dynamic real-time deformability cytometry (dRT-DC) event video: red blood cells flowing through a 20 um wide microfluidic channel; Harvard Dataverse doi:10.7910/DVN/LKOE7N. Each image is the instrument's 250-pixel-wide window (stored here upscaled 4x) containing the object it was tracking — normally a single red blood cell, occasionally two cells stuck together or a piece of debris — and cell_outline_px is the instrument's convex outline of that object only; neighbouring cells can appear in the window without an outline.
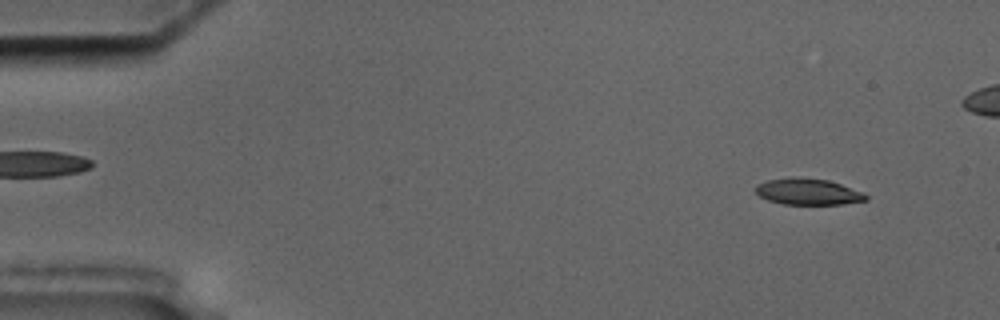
{"species": "common noctule bat (a hibernating species)", "species_latin": "Nyctalus noctula", "temperature_condition": "cold", "stored_images_in_passage": 54, "camera_frame_rate_fps": 3000, "um_per_image_px": 0.085, "animal": {"sex": "male", "body_mass_g": 17.5, "forearm_length_mm": 52.3}, "frame": {"image": 1, "passage_image": 6, "time_ms": 1.667, "image_size_px": [1000, 320], "cell_outline_px": [[868, 200], [844, 204], [784, 204], [768, 200], [760, 196], [756, 192], [756, 184], [768, 180], [828, 180], [864, 192], [868, 196]], "centroid_in_image_um": [68.75, 16.35], "position_along_channel_um": 16.2, "area_um2": 16.07}}
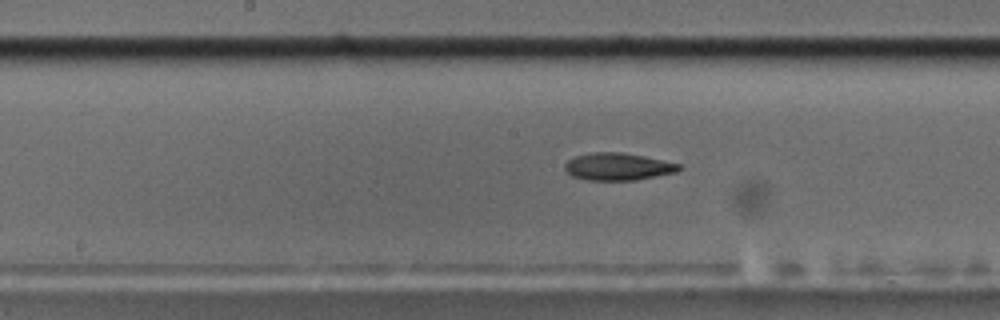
{"frame": {"image": 2, "passage_image": 30, "time_ms": 9.667, "image_size_px": [1000, 320], "cell_outline_px": [[684, 168], [676, 172], [636, 180], [588, 180], [572, 176], [564, 168], [564, 164], [568, 160], [576, 156], [592, 152], [620, 152], [644, 156], [680, 164]], "centroid_in_image_um": [52.53, 14.16], "position_along_channel_um": 195.7, "area_um2": 18.15}}
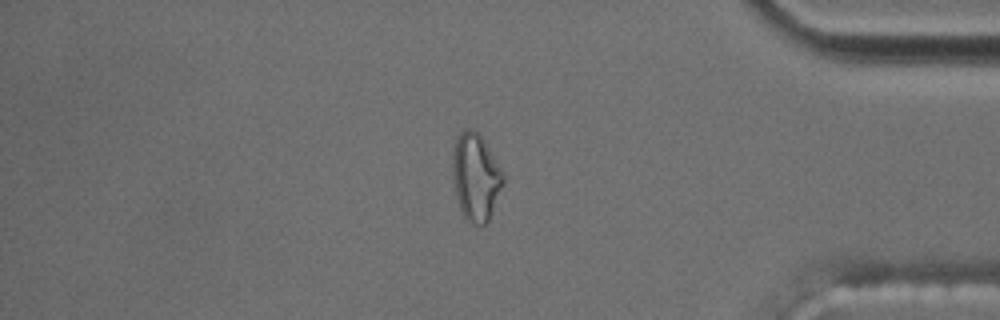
{"frame": {"image": 3, "passage_image": 49, "time_ms": 16.0, "image_size_px": [1000, 320], "cell_outline_px": [[504, 180], [488, 220], [484, 224], [472, 224], [464, 216], [460, 208], [452, 180], [452, 148], [456, 136], [464, 128], [472, 128], [480, 136], [504, 172]], "centroid_in_image_um": [40.4, 15.0], "position_along_channel_um": 394.8, "area_um2": 25.55}, "authors_computed_cell_mechanics": {"area_um2": 18.1492, "velocity_mm_per_s": 3.5582, "shape_relaxation_time_tau1_ms": null, "shape_relaxation_time_tau2_ms": 9.9978, "deformation_change_tau1": null, "deformation_change_tau2": 0.2259}}